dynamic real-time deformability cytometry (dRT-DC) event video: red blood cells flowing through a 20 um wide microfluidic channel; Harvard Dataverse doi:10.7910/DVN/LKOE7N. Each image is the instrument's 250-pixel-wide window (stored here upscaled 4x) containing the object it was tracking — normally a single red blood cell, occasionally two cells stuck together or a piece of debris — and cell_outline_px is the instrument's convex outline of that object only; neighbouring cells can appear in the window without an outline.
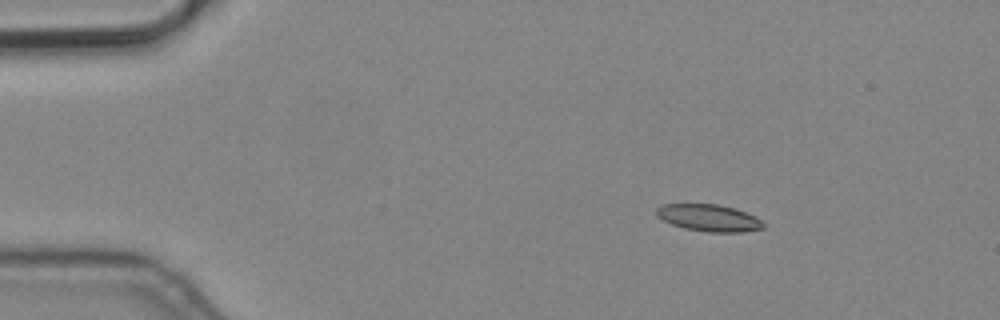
{"species": "common noctule bat (a hibernating species)", "species_latin": "Nyctalus noctula", "temperature_condition": "cold", "stored_images_in_passage": 13, "camera_frame_rate_fps": 3000, "um_per_image_px": 0.085, "animal": {"sex": "male", "body_mass_g": 19.2, "forearm_length_mm": 51.8}, "frame": {"image": 1, "passage_image": 1, "time_ms": 0.0, "image_size_px": [1000, 320], "cell_outline_px": [[764, 228], [744, 232], [708, 232], [684, 228], [672, 224], [656, 216], [656, 208], [664, 204], [716, 204], [732, 208], [756, 216], [764, 224]], "centroid_in_image_um": [60.25, 18.52], "position_along_channel_um": 24.8, "area_um2": 16.65}}
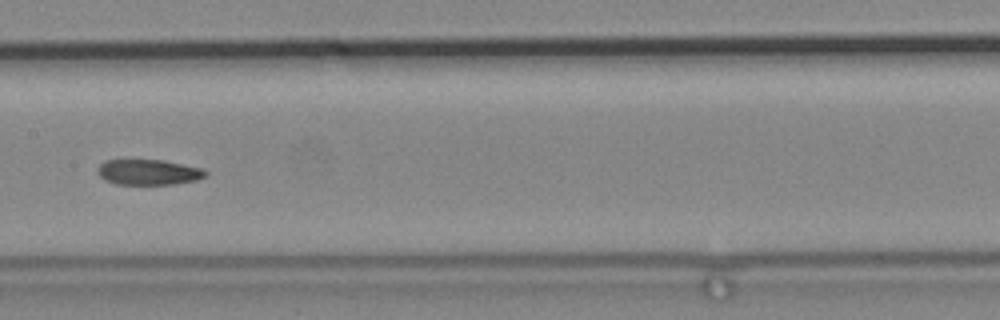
{"frame": {"image": 2, "passage_image": 6, "time_ms": 1.667, "image_size_px": [1000, 320], "cell_outline_px": [[208, 176], [196, 180], [172, 184], [116, 184], [104, 180], [96, 172], [96, 168], [104, 160], [164, 160], [204, 168], [208, 172]], "centroid_in_image_um": [12.63, 14.63], "position_along_channel_um": 194.8, "area_um2": 16.24}}
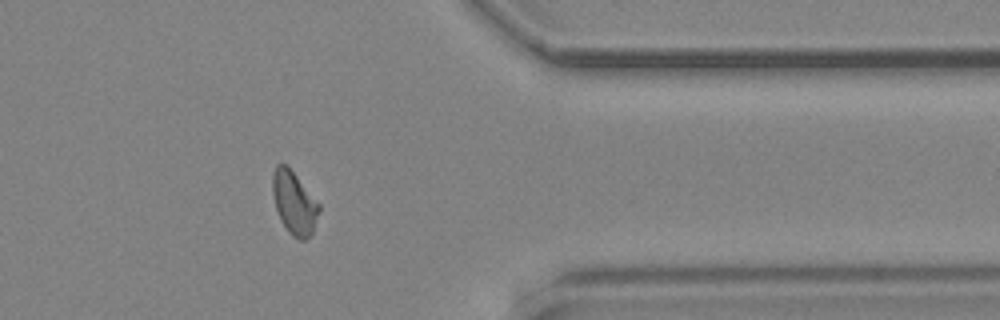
{"frame": {"image": 3, "passage_image": 11, "time_ms": 3.333, "image_size_px": [1000, 320], "cell_outline_px": [[320, 212], [312, 232], [304, 240], [300, 240], [292, 236], [288, 232], [280, 220], [276, 208], [272, 192], [272, 172], [276, 164], [288, 164], [320, 204]], "centroid_in_image_um": [25.0, 17.2], "position_along_channel_um": 386.4, "area_um2": 17.34}}